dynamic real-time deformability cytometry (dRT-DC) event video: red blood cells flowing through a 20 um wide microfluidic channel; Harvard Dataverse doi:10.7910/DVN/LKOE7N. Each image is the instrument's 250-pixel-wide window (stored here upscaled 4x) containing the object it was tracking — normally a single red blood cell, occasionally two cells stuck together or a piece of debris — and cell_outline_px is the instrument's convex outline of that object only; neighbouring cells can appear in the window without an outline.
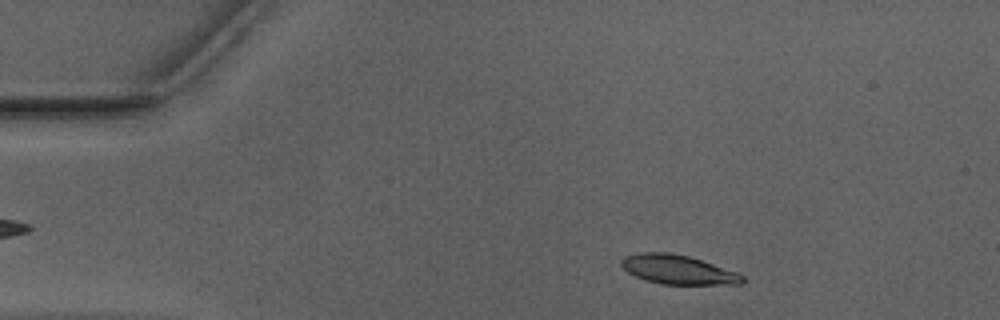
{"species": "Egyptian fruit bat (a non-hibernating species)", "species_latin": "Rousettus aegyptiacus", "temperature_condition": "warm", "stored_images_in_passage": 48, "camera_frame_rate_fps": 3000, "um_per_image_px": 0.085, "animal": {"sex": "male"}, "frame": {"image": 1, "passage_image": 5, "time_ms": 1.333, "image_size_px": [1000, 320], "cell_outline_px": [[744, 280], [740, 284], [660, 284], [644, 280], [628, 272], [620, 264], [620, 260], [624, 256], [640, 252], [668, 252], [688, 256], [736, 272], [744, 276]], "centroid_in_image_um": [57.57, 22.91], "position_along_channel_um": 27.4, "area_um2": 20.4}}
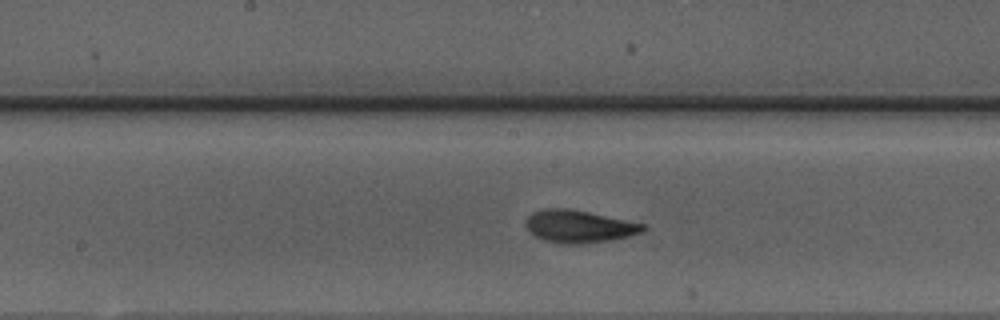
{"frame": {"image": 2, "passage_image": 23, "time_ms": 7.333, "image_size_px": [1000, 320], "cell_outline_px": [[648, 228], [640, 232], [628, 236], [608, 240], [580, 244], [564, 244], [544, 240], [536, 236], [524, 224], [528, 216], [532, 212], [544, 208], [568, 208], [588, 212], [644, 224]], "centroid_in_image_um": [49.18, 19.24], "position_along_channel_um": 199.0, "area_um2": 21.91}}
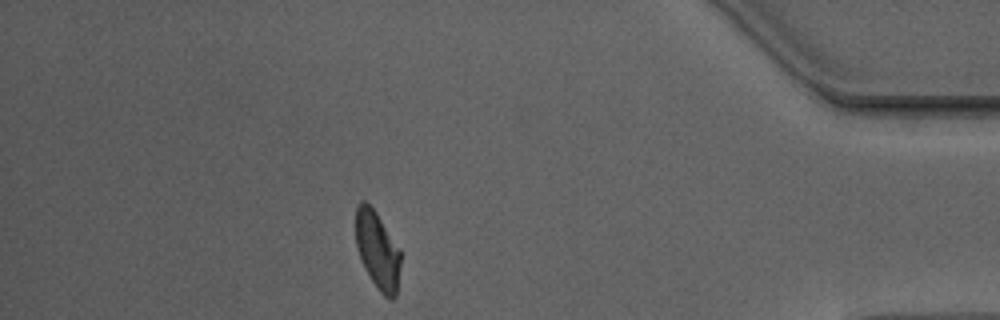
{"frame": {"image": 3, "passage_image": 42, "time_ms": 13.667, "image_size_px": [1000, 320], "cell_outline_px": [[400, 264], [396, 296], [392, 300], [388, 300], [376, 288], [364, 268], [356, 248], [356, 208], [360, 200], [364, 200], [376, 212], [400, 248]], "centroid_in_image_um": [32.08, 21.3], "position_along_channel_um": 403.1, "area_um2": 20.46}, "authors_computed_cell_mechanics": {"area_um2": 20.7502, "velocity_mm_per_s": 3.9443, "shape_relaxation_time_tau1_ms": 5.3177, "shape_relaxation_time_tau2_ms": 1.9426, "deformation_change_tau1": 0.166, "deformation_change_tau2": 0.0798}}